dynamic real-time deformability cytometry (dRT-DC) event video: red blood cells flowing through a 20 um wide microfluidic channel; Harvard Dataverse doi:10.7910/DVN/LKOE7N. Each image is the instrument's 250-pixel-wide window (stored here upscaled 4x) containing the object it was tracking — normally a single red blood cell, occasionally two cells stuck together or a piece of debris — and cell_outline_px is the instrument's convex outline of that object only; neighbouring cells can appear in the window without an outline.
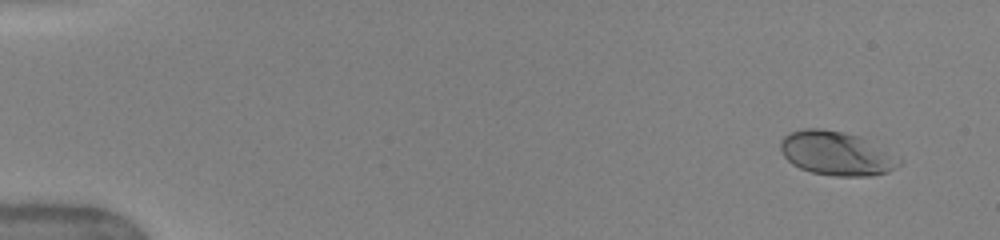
{"species": "human", "species_latin": "Homo sapiens", "temperature_condition": "warm", "stored_images_in_passage": 51, "camera_frame_rate_fps": 3000, "um_per_image_px": 0.085, "donor": {"sex": "female"}, "frame": {"image": 1, "passage_image": 3, "time_ms": 1.0, "image_size_px": [1000, 240], "cell_outline_px": [[904, 160], [900, 164], [888, 172], [872, 176], [836, 176], [812, 172], [800, 168], [792, 164], [784, 156], [780, 148], [780, 140], [784, 136], [792, 132], [804, 128], [820, 128], [844, 132], [860, 136], [900, 156]], "centroid_in_image_um": [71.14, 13.04], "position_along_channel_um": 13.9, "area_um2": 30.69}}
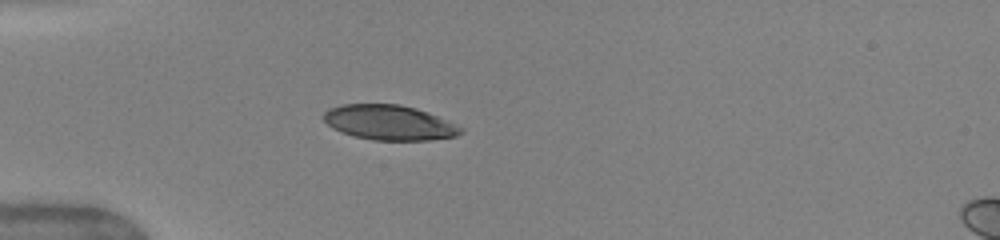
{"frame": {"image": 2, "passage_image": 12, "time_ms": 5.0, "image_size_px": [1000, 240], "cell_outline_px": [[464, 128], [456, 136], [428, 140], [376, 140], [356, 136], [340, 132], [332, 128], [324, 120], [324, 112], [328, 108], [344, 104], [400, 104], [416, 108], [428, 112], [448, 120]], "centroid_in_image_um": [33.09, 10.41], "position_along_channel_um": 51.9, "area_um2": 27.86}}